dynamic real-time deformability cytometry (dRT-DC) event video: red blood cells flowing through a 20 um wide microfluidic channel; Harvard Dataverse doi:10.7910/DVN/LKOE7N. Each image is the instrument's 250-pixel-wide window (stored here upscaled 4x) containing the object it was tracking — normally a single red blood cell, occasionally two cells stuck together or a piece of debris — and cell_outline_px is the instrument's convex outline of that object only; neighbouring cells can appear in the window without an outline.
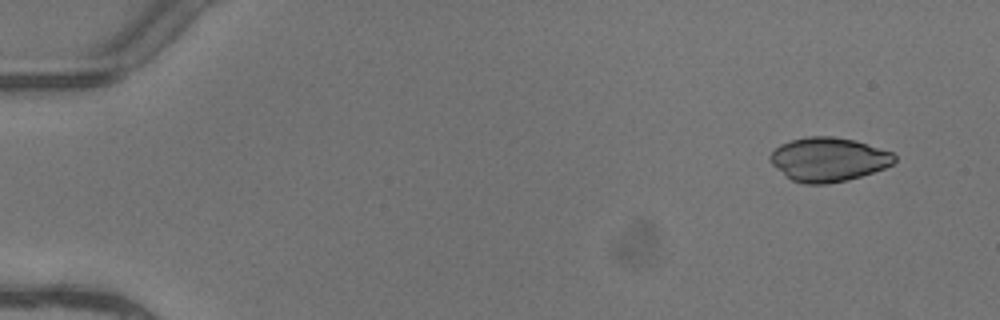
{"species": "common noctule bat (a hibernating species)", "species_latin": "Nyctalus noctula", "temperature_condition": "warm", "stored_images_in_passage": 4, "camera_frame_rate_fps": 3000, "um_per_image_px": 0.085, "animal": {"sex": "female"}, "frame": {"image": 1, "passage_image": 1, "time_ms": 0.0, "image_size_px": [1000, 320], "cell_outline_px": [[896, 160], [892, 164], [884, 168], [848, 180], [828, 184], [804, 184], [792, 180], [772, 164], [768, 156], [780, 144], [792, 140], [808, 136], [832, 136], [856, 140], [892, 152], [896, 156]], "centroid_in_image_um": [70.42, 13.55], "position_along_channel_um": 14.6, "area_um2": 31.79}}
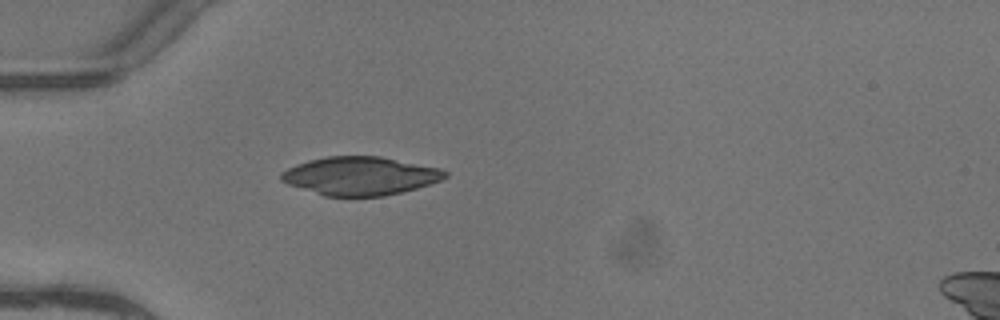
{"frame": {"image": 2, "passage_image": 4, "time_ms": 1.0, "image_size_px": [1000, 320], "cell_outline_px": [[448, 176], [440, 180], [416, 188], [384, 196], [324, 196], [288, 184], [280, 180], [280, 172], [296, 164], [308, 160], [328, 156], [380, 156], [440, 168], [448, 172]], "centroid_in_image_um": [30.59, 14.95], "position_along_channel_um": 54.4, "area_um2": 36.53}}